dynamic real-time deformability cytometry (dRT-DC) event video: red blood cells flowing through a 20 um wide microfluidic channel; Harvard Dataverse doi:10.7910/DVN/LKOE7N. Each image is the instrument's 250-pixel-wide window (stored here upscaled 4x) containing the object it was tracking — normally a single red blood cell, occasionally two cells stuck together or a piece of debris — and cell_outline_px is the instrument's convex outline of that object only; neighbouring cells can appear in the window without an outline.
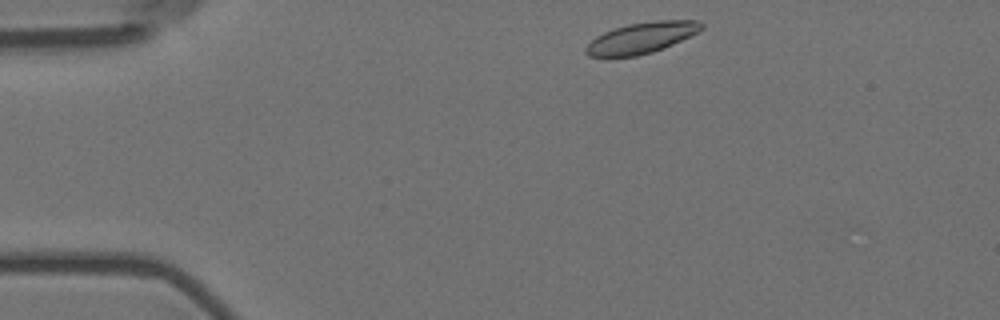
{"species": "Egyptian fruit bat (a non-hibernating species)", "species_latin": "Rousettus aegyptiacus", "temperature_condition": "room temperature", "stored_images_in_passage": 4, "camera_frame_rate_fps": 3000, "um_per_image_px": 0.085, "animal": {"sex": "female"}, "frame": {"image": 1, "passage_image": 1, "time_ms": 0.0, "image_size_px": [1000, 320], "cell_outline_px": [[704, 28], [664, 48], [652, 52], [636, 56], [608, 60], [588, 56], [584, 52], [584, 48], [596, 36], [604, 32], [628, 24], [656, 20], [700, 20], [704, 24]], "centroid_in_image_um": [54.44, 3.26], "position_along_channel_um": 30.6, "area_um2": 21.33}}